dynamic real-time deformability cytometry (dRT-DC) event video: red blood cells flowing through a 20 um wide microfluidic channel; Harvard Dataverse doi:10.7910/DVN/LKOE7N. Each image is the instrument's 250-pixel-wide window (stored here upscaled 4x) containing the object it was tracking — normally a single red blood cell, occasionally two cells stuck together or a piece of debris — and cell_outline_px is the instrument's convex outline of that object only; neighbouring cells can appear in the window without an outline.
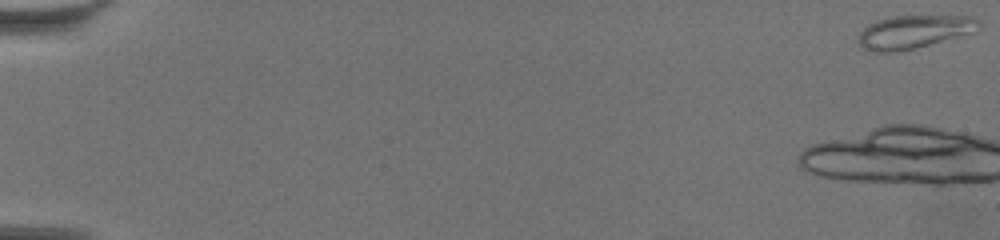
{"species": "common noctule bat (a hibernating species)", "species_latin": "Nyctalus noctula", "temperature_condition": "warm", "stored_images_in_passage": 31, "camera_frame_rate_fps": 3000, "um_per_image_px": 0.085, "animal": {"sex": "female", "body_mass_g": 19.5, "forearm_length_mm": 54.1}, "frame": {"image": 1, "passage_image": 1, "time_ms": 0.0, "image_size_px": [1000, 240], "cell_outline_px": [[980, 24], [976, 32], [916, 48], [892, 52], [868, 52], [856, 40], [860, 32], [868, 24], [876, 20], [888, 16], [976, 16], [980, 20]], "centroid_in_image_um": [77.68, 2.7], "position_along_channel_um": 7.3, "area_um2": 23.64}}